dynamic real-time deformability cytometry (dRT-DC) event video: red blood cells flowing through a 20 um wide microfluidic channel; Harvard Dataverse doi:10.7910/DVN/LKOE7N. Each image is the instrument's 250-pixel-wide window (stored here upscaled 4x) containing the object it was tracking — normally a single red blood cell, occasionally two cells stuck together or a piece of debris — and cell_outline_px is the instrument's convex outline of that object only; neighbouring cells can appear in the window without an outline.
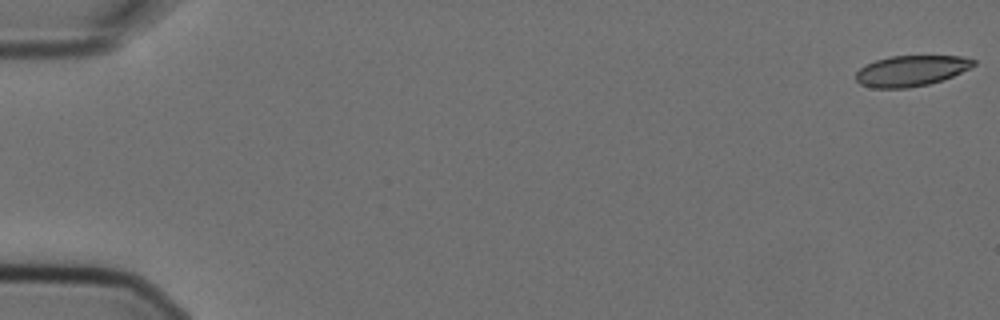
{"species": "Egyptian fruit bat (a non-hibernating species)", "species_latin": "Rousettus aegyptiacus", "temperature_condition": "cold", "stored_images_in_passage": 8, "camera_frame_rate_fps": 3000, "um_per_image_px": 0.085, "animal": {"sex": "female"}, "frame": {"image": 1, "passage_image": 1, "time_ms": 0.0, "image_size_px": [1000, 320], "cell_outline_px": [[976, 64], [952, 76], [928, 84], [908, 88], [872, 88], [860, 84], [856, 80], [856, 72], [860, 68], [876, 60], [892, 56], [960, 56], [976, 60]], "centroid_in_image_um": [77.42, 6.02], "position_along_channel_um": 7.6, "area_um2": 20.81}}
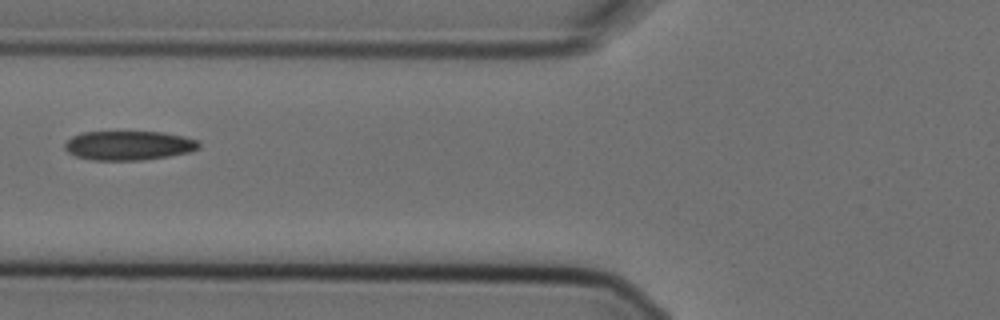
{"frame": {"image": 2, "passage_image": 7, "time_ms": 2.0, "image_size_px": [1000, 320], "cell_outline_px": [[200, 148], [188, 152], [168, 156], [144, 160], [92, 160], [76, 156], [68, 152], [64, 148], [64, 144], [72, 136], [84, 132], [160, 132], [184, 136], [200, 140]], "centroid_in_image_um": [10.96, 12.36], "position_along_channel_um": 114.8, "area_um2": 22.89}}
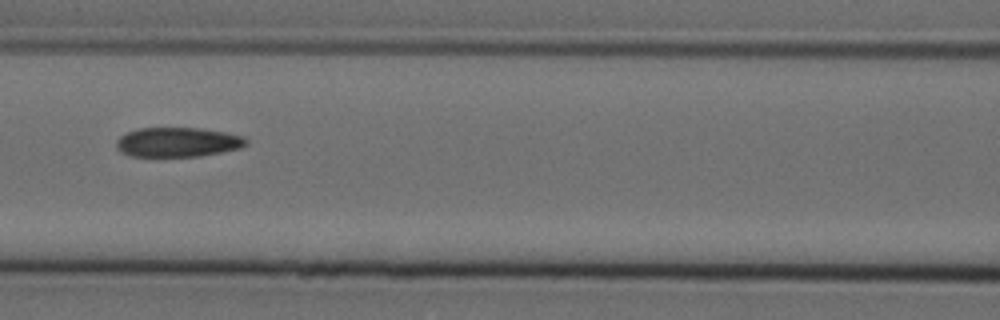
{"frame": {"image": 3, "passage_image": 8, "time_ms": 2.333, "image_size_px": [1000, 320], "cell_outline_px": [[248, 144], [240, 148], [200, 156], [132, 156], [120, 152], [116, 148], [116, 140], [120, 136], [128, 132], [140, 128], [200, 128], [224, 132], [244, 136], [248, 140]], "centroid_in_image_um": [15.11, 12.08], "position_along_channel_um": 151.5, "area_um2": 22.31}}